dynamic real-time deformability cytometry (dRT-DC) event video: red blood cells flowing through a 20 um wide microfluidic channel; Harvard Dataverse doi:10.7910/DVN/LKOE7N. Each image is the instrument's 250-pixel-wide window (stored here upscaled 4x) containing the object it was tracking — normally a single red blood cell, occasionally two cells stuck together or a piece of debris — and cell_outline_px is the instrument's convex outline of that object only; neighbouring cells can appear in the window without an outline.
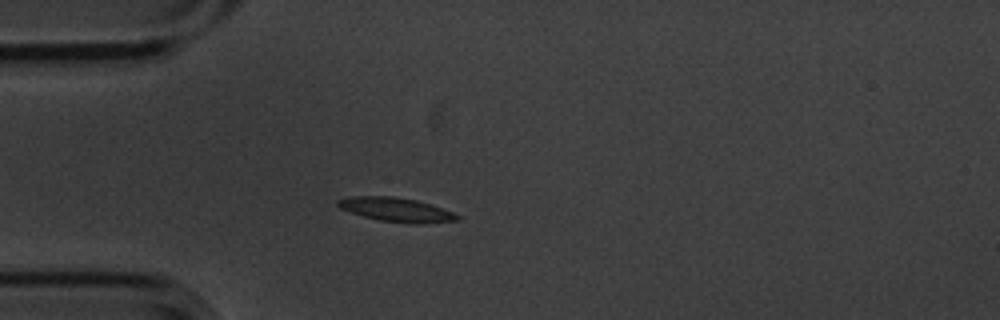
{"species": "common noctule bat (a hibernating species)", "species_latin": "Nyctalus noctula", "temperature_condition": "cold", "stored_images_in_passage": 5, "camera_frame_rate_fps": 3000, "um_per_image_px": 0.085, "animal": {"sex": "male", "body_mass_g": 20.1, "forearm_length_mm": 53.5}, "frame": {"image": 1, "passage_image": 4, "time_ms": 1.0, "image_size_px": [1000, 320], "cell_outline_px": [[460, 220], [420, 224], [408, 224], [380, 220], [364, 216], [340, 208], [336, 204], [336, 200], [352, 196], [392, 196], [416, 200], [452, 212], [460, 216]], "centroid_in_image_um": [33.68, 17.83], "position_along_channel_um": 51.3, "area_um2": 16.59}}